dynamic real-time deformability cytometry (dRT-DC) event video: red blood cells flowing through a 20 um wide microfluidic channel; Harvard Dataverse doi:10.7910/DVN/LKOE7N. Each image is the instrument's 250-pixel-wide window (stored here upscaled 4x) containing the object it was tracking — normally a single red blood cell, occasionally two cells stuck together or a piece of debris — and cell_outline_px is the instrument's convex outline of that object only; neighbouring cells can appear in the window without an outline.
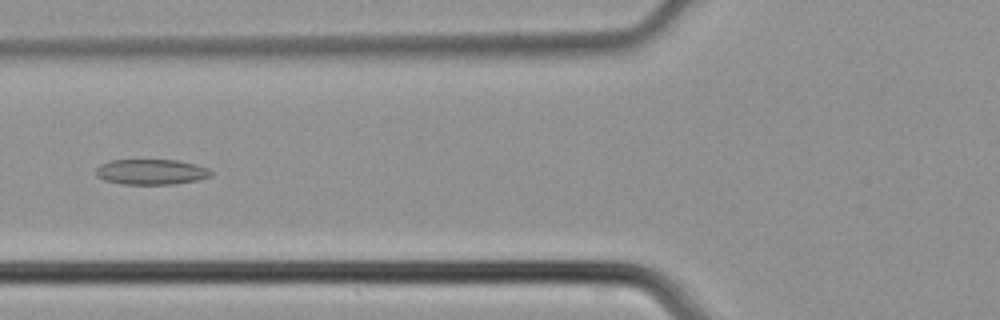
{"species": "common noctule bat (a hibernating species)", "species_latin": "Nyctalus noctula", "temperature_condition": "cold", "stored_images_in_passage": 34, "camera_frame_rate_fps": 3000, "um_per_image_px": 0.085, "animal": {"sex": "male", "body_mass_g": 21.5, "forearm_length_mm": 52.0}, "frame": {"image": 1, "passage_image": 6, "time_ms": 1.667, "image_size_px": [1000, 320], "cell_outline_px": [[212, 176], [196, 180], [172, 184], [124, 184], [104, 180], [96, 176], [96, 168], [100, 164], [108, 160], [176, 160], [208, 168], [212, 172]], "centroid_in_image_um": [12.81, 14.61], "position_along_channel_um": 113.0, "area_um2": 16.94}}
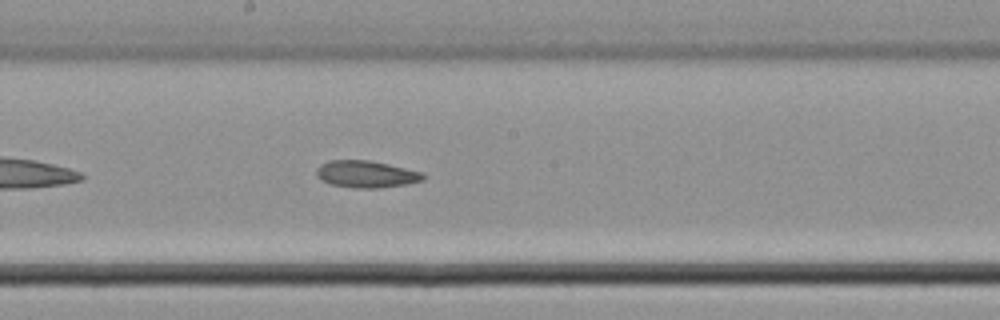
{"frame": {"image": 2, "passage_image": 13, "time_ms": 4.0, "image_size_px": [1000, 320], "cell_outline_px": [[424, 180], [404, 184], [380, 188], [356, 188], [332, 184], [320, 180], [316, 176], [316, 168], [320, 164], [328, 160], [372, 160], [424, 172]], "centroid_in_image_um": [31.11, 14.79], "position_along_channel_um": 217.1, "area_um2": 16.94}}
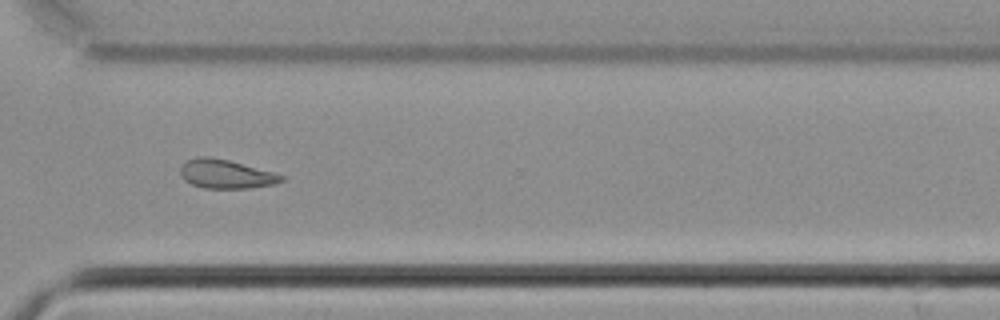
{"frame": {"image": 3, "passage_image": 22, "time_ms": 7.0, "image_size_px": [1000, 320], "cell_outline_px": [[284, 180], [272, 184], [252, 188], [204, 188], [192, 184], [184, 180], [180, 172], [180, 168], [188, 160], [196, 156], [208, 156], [228, 160], [272, 172], [284, 176]], "centroid_in_image_um": [19.17, 14.79], "position_along_channel_um": 351.4, "area_um2": 16.76}}